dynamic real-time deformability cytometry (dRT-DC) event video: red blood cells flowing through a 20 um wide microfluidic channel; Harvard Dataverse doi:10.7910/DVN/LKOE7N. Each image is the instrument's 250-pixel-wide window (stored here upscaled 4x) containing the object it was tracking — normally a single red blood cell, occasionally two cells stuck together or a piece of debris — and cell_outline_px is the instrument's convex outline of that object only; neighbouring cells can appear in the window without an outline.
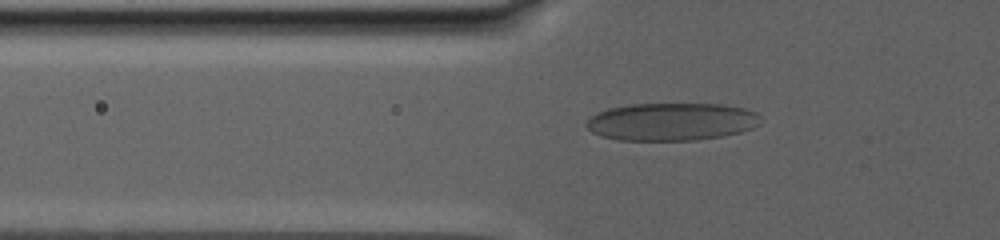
{"species": "human", "species_latin": "Homo sapiens", "temperature_condition": "warm", "stored_images_in_passage": 44, "camera_frame_rate_fps": 3000, "um_per_image_px": 0.085, "donor": {"sex": "male"}, "frame": {"image": 1, "passage_image": 2, "time_ms": 1.0, "image_size_px": [1000, 240], "cell_outline_px": [[760, 124], [752, 128], [740, 132], [720, 136], [696, 140], [616, 140], [600, 136], [592, 132], [584, 124], [596, 112], [608, 108], [632, 104], [720, 104], [744, 108], [756, 112], [760, 116]], "centroid_in_image_um": [57.06, 10.34], "position_along_channel_um": 68.7, "area_um2": 38.38}}
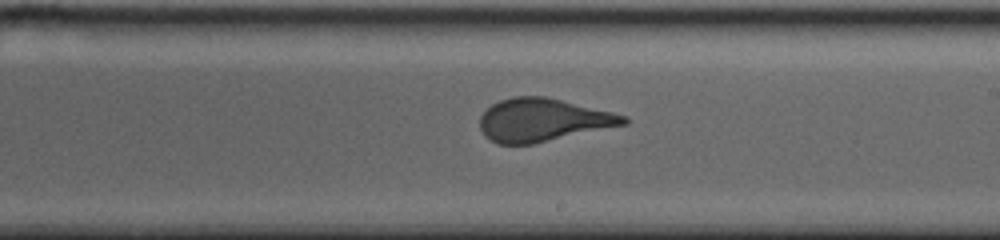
{"frame": {"image": 2, "passage_image": 22, "time_ms": 8.333, "image_size_px": [1000, 240], "cell_outline_px": [[628, 124], [532, 144], [496, 144], [484, 136], [480, 128], [480, 116], [492, 104], [500, 100], [512, 96], [544, 96], [612, 112], [624, 116], [628, 120]], "centroid_in_image_um": [46.1, 10.21], "position_along_channel_um": 242.9, "area_um2": 35.84}}
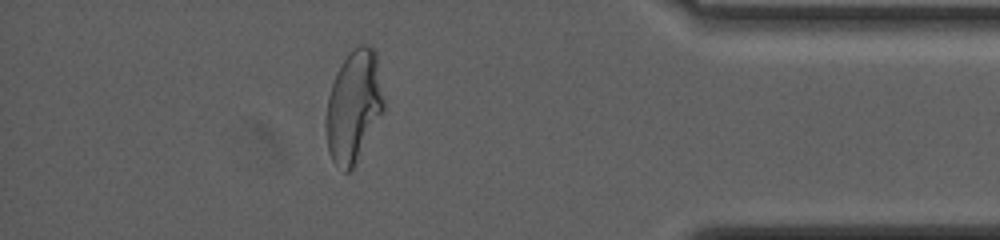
{"frame": {"image": 3, "passage_image": 38, "time_ms": 16.0, "image_size_px": [1000, 240], "cell_outline_px": [[384, 112], [352, 168], [348, 172], [344, 172], [332, 160], [328, 152], [324, 124], [324, 120], [328, 96], [336, 72], [348, 52], [352, 48], [360, 44], [368, 44], [376, 52], [384, 100]], "centroid_in_image_um": [30.05, 9.02], "position_along_channel_um": 405.2, "area_um2": 37.97}}